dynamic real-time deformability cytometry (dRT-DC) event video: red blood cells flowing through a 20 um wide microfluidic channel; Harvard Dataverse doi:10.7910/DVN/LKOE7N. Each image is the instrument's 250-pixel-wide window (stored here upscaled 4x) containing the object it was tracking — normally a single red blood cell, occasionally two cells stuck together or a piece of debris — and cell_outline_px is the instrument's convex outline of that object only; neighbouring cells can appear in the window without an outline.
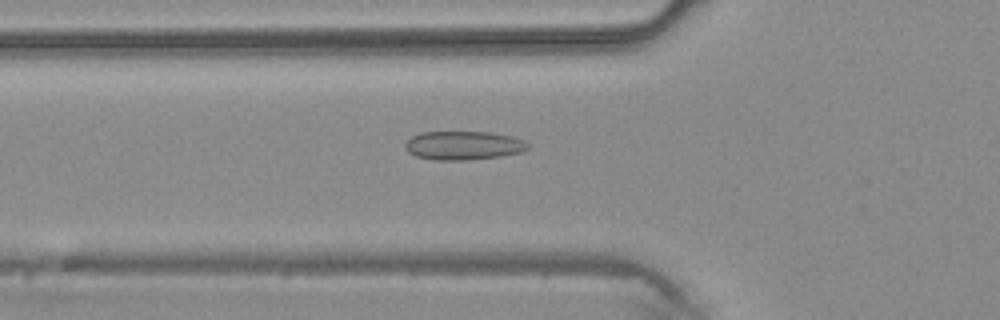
{"species": "common noctule bat (a hibernating species)", "species_latin": "Nyctalus noctula", "temperature_condition": "warm", "stored_images_in_passage": 39, "camera_frame_rate_fps": 3000, "um_per_image_px": 0.085, "animal": {"sex": "male", "body_mass_g": 20.4}, "frame": {"image": 1, "passage_image": 11, "time_ms": 3.333, "image_size_px": [1000, 320], "cell_outline_px": [[528, 148], [520, 152], [500, 156], [468, 160], [436, 160], [416, 156], [408, 152], [404, 148], [404, 144], [412, 136], [420, 132], [492, 132], [512, 136], [524, 140], [528, 144]], "centroid_in_image_um": [39.37, 12.36], "position_along_channel_um": 86.4, "area_um2": 20.58}}
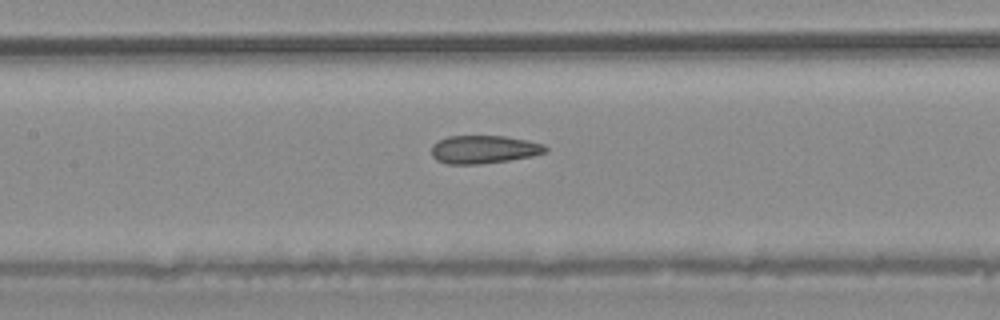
{"frame": {"image": 2, "passage_image": 16, "time_ms": 5.0, "image_size_px": [1000, 320], "cell_outline_px": [[548, 152], [532, 156], [508, 160], [480, 164], [448, 164], [436, 160], [432, 156], [432, 144], [448, 136], [504, 136], [528, 140], [544, 144], [548, 148]], "centroid_in_image_um": [41.15, 12.7], "position_along_channel_um": 166.3, "area_um2": 18.73}}
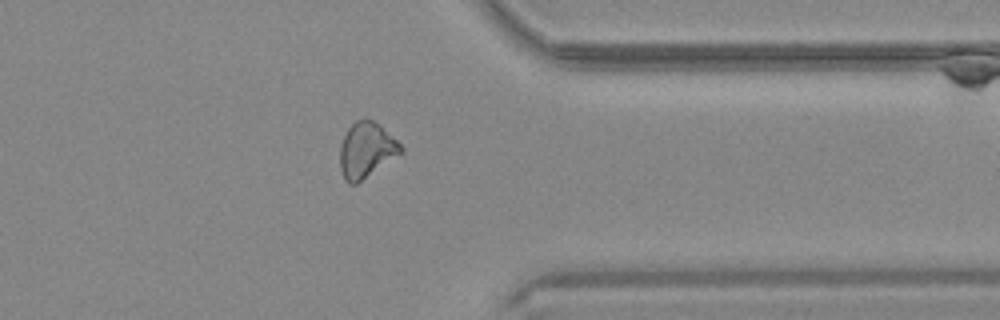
{"frame": {"image": 3, "passage_image": 30, "time_ms": 9.667, "image_size_px": [1000, 320], "cell_outline_px": [[404, 152], [356, 184], [348, 184], [344, 180], [340, 168], [340, 144], [348, 128], [356, 120], [364, 116], [372, 120], [396, 140], [404, 148]], "centroid_in_image_um": [31.12, 12.77], "position_along_channel_um": 380.3, "area_um2": 19.65}}